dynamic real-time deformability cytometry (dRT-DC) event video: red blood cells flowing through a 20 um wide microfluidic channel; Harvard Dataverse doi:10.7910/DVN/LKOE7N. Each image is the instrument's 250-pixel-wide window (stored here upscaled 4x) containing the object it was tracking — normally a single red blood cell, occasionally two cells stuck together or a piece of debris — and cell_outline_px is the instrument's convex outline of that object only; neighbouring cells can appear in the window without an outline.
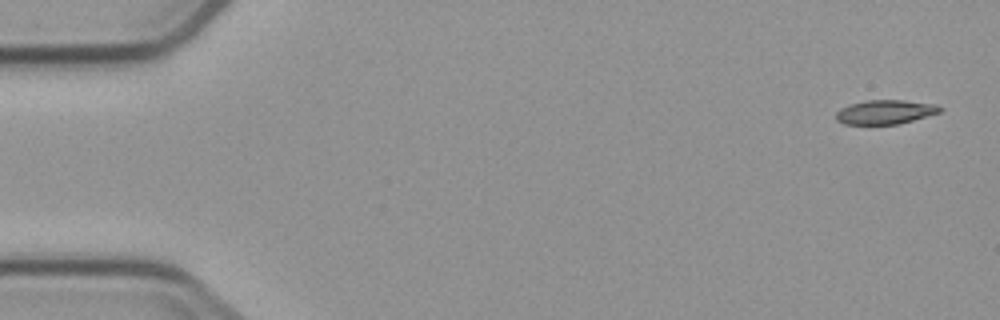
{"species": "common noctule bat (a hibernating species)", "species_latin": "Nyctalus noctula", "temperature_condition": "cold", "stored_images_in_passage": 3, "camera_frame_rate_fps": 3000, "um_per_image_px": 0.085, "animal": {"sex": "male", "body_mass_g": 23.1, "forearm_length_mm": 52.7}, "frame": {"image": 1, "passage_image": 1, "time_ms": 0.0, "image_size_px": [1000, 320], "cell_outline_px": [[944, 108], [940, 112], [912, 120], [896, 124], [844, 124], [836, 120], [836, 112], [840, 108], [848, 104], [864, 100], [904, 100], [936, 104]], "centroid_in_image_um": [75.21, 9.51], "position_along_channel_um": 9.8, "area_um2": 14.68}}
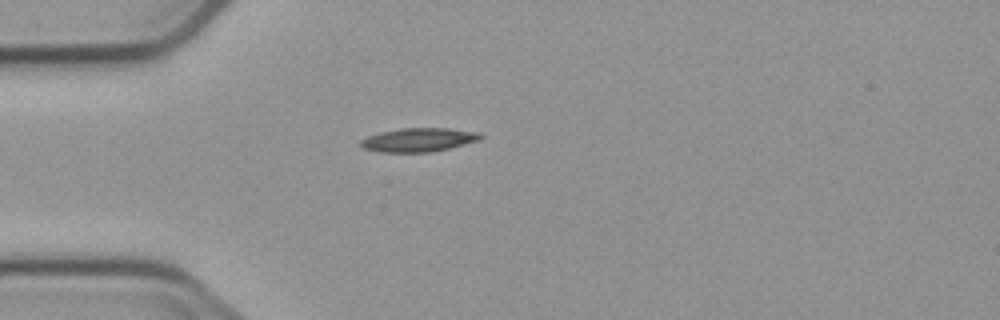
{"frame": {"image": 2, "passage_image": 3, "time_ms": 4.333, "image_size_px": [1000, 320], "cell_outline_px": [[484, 136], [480, 140], [432, 152], [380, 152], [364, 148], [360, 144], [360, 140], [368, 136], [380, 132], [400, 128], [448, 128], [476, 132]], "centroid_in_image_um": [35.57, 11.88], "position_along_channel_um": 49.4, "area_um2": 16.47}}